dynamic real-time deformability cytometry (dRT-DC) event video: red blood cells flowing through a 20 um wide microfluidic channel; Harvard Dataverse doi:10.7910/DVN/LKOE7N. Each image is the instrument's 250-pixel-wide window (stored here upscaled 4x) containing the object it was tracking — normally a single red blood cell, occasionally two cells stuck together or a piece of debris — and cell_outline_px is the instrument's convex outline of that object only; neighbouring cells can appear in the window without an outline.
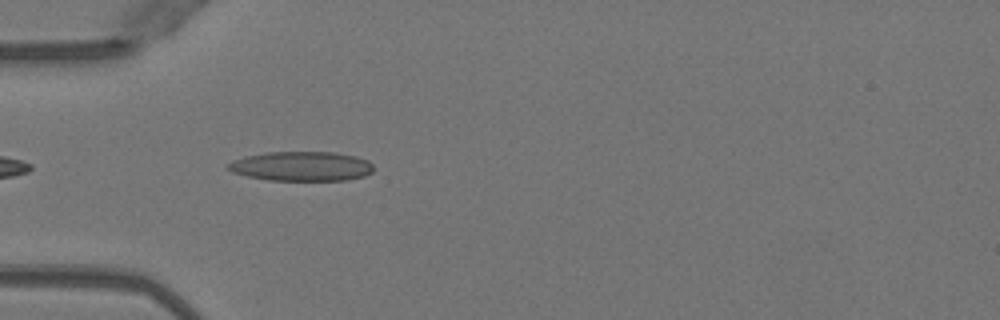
{"species": "Egyptian fruit bat (a non-hibernating species)", "species_latin": "Rousettus aegyptiacus", "temperature_condition": "warm", "stored_images_in_passage": 36, "camera_frame_rate_fps": 3000, "um_per_image_px": 0.085, "animal": {"sex": "female"}, "frame": {"image": 1, "passage_image": 3, "time_ms": 0.667, "image_size_px": [1000, 320], "cell_outline_px": [[372, 172], [364, 176], [348, 180], [268, 180], [248, 176], [232, 172], [224, 168], [232, 160], [244, 156], [264, 152], [332, 152], [356, 156], [368, 160], [372, 164]], "centroid_in_image_um": [25.59, 14.12], "position_along_channel_um": 59.4, "area_um2": 25.14}}
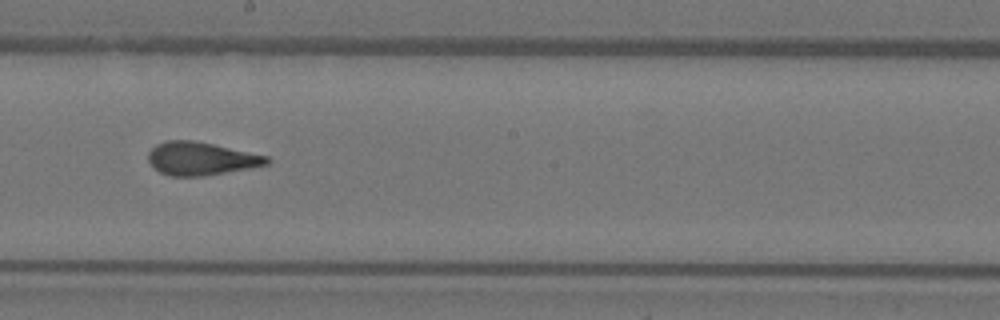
{"frame": {"image": 2, "passage_image": 16, "time_ms": 5.0, "image_size_px": [1000, 320], "cell_outline_px": [[272, 160], [268, 164], [248, 168], [204, 176], [168, 176], [160, 172], [148, 160], [148, 152], [156, 144], [168, 140], [192, 140], [212, 144], [268, 156]], "centroid_in_image_um": [17.07, 13.48], "position_along_channel_um": 231.1, "area_um2": 22.66}}
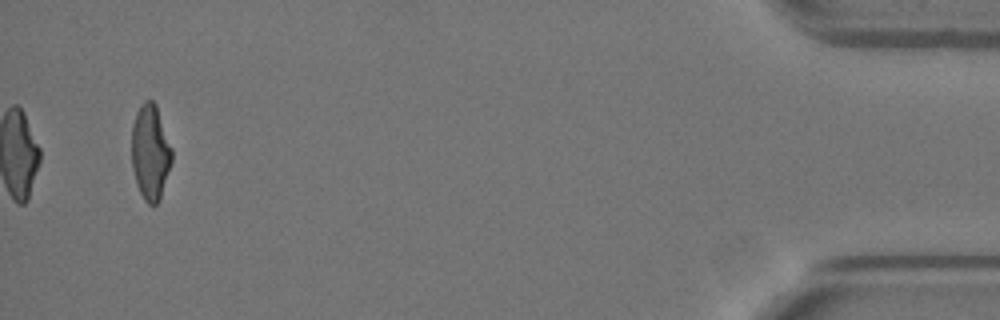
{"frame": {"image": 3, "passage_image": 36, "time_ms": 11.667, "image_size_px": [1000, 320], "cell_outline_px": [[172, 160], [160, 200], [156, 204], [148, 204], [144, 200], [136, 184], [132, 168], [132, 124], [136, 112], [140, 104], [144, 100], [152, 100], [156, 104], [172, 148]], "centroid_in_image_um": [12.77, 12.93], "position_along_channel_um": 422.4, "area_um2": 22.48}, "authors_computed_cell_mechanics": {"area_um2": 22.8599, "velocity_mm_per_s": 4.0409, "shape_relaxation_time_tau1_ms": 7.5119, "shape_relaxation_time_tau2_ms": 1.0999, "deformation_change_tau1": 0.2451, "deformation_change_tau2": 0.0879}}